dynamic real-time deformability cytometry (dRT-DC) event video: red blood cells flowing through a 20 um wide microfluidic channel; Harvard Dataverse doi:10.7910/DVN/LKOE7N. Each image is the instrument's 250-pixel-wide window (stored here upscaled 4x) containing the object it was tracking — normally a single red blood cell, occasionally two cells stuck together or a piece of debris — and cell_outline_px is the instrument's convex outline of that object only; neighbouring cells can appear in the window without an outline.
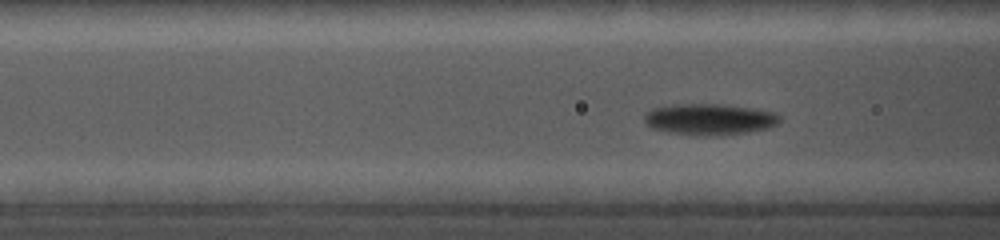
{"species": "common noctule bat (a hibernating species)", "species_latin": "Nyctalus noctula", "temperature_condition": "cold", "stored_images_in_passage": 46, "camera_frame_rate_fps": 5000, "um_per_image_px": 0.085, "animal": {"sex": "female", "body_mass_g": 19.0, "forearm_length_mm": 56.7}, "frame": {"image": 1, "passage_image": 17, "time_ms": 5.4, "image_size_px": [1000, 240], "cell_outline_px": [[784, 116], [776, 124], [768, 128], [744, 132], [668, 132], [652, 128], [644, 124], [644, 112], [652, 108], [672, 104], [720, 104], [752, 108], [776, 112]], "centroid_in_image_um": [60.29, 10.06], "position_along_channel_um": 106.3, "area_um2": 23.64}}
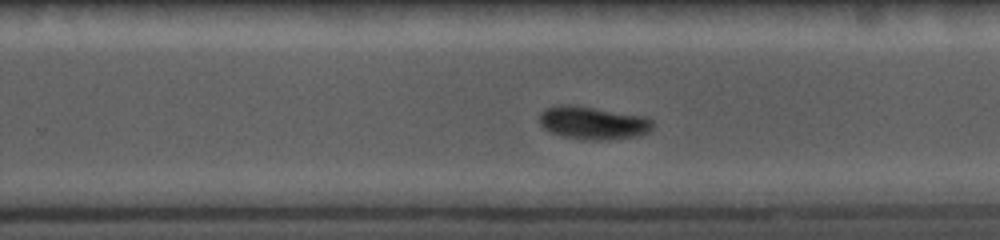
{"frame": {"image": 2, "passage_image": 35, "time_ms": 10.0, "image_size_px": [1000, 240], "cell_outline_px": [[656, 124], [648, 132], [640, 136], [600, 140], [588, 140], [564, 136], [552, 132], [544, 128], [540, 124], [540, 112], [544, 108], [560, 104], [572, 104], [644, 116], [652, 120]], "centroid_in_image_um": [50.42, 10.43], "position_along_channel_um": 279.4, "area_um2": 21.85}}
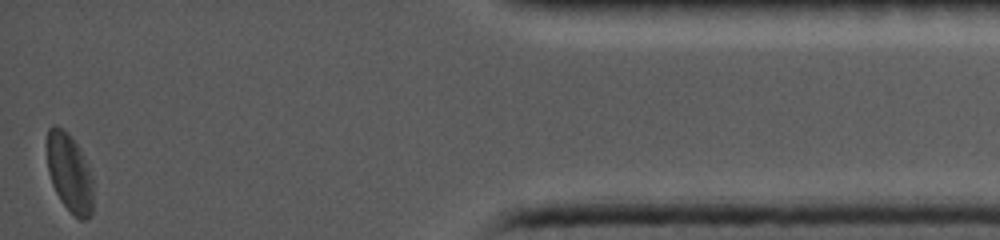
{"frame": {"image": 3, "passage_image": 46, "time_ms": 15.2, "image_size_px": [1000, 240], "cell_outline_px": [[92, 212], [84, 220], [80, 220], [60, 200], [52, 184], [48, 172], [48, 128], [52, 124], [56, 124], [68, 132], [80, 148], [88, 168], [92, 180]], "centroid_in_image_um": [5.9, 14.66], "position_along_channel_um": 429.3, "area_um2": 20.81}}